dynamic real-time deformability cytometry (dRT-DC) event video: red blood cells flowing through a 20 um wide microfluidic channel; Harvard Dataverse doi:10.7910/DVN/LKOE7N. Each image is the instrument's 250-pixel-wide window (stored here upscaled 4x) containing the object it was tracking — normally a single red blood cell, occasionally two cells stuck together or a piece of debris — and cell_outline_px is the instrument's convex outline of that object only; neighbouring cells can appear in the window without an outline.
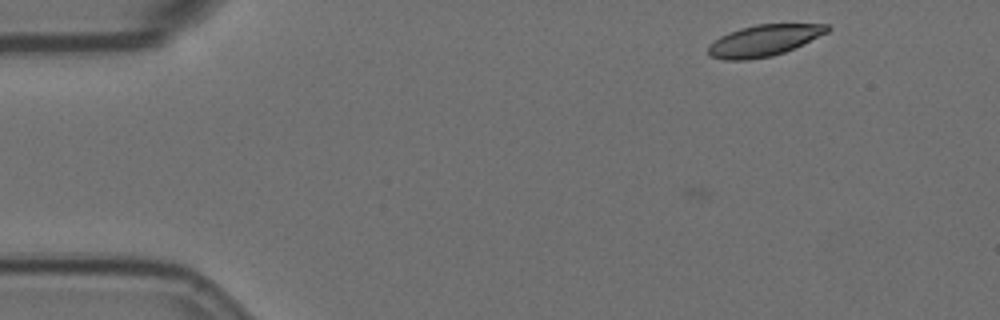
{"species": "Egyptian fruit bat (a non-hibernating species)", "species_latin": "Rousettus aegyptiacus", "temperature_condition": "room temperature", "stored_images_in_passage": 5, "camera_frame_rate_fps": 3000, "um_per_image_px": 0.085, "animal": {"sex": "female"}, "frame": {"image": 1, "passage_image": 1, "time_ms": 0.0, "image_size_px": [1000, 320], "cell_outline_px": [[832, 28], [828, 32], [784, 52], [772, 56], [748, 60], [724, 60], [712, 56], [708, 52], [708, 44], [720, 36], [740, 28], [756, 24], [828, 24]], "centroid_in_image_um": [64.92, 3.44], "position_along_channel_um": 20.1, "area_um2": 21.62}}